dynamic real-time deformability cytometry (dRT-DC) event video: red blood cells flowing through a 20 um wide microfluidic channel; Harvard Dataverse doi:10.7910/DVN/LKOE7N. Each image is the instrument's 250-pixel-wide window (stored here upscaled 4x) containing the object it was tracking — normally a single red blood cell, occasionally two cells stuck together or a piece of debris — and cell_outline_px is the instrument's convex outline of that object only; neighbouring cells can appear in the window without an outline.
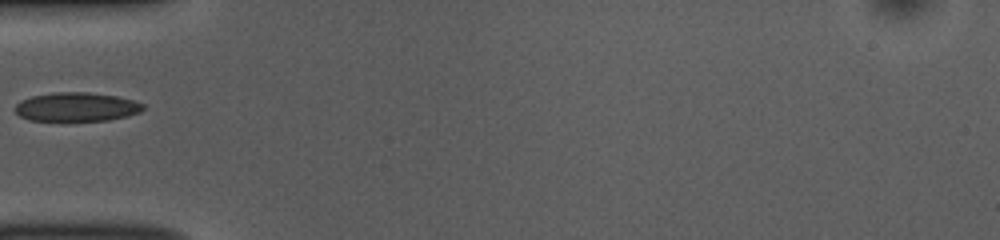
{"species": "common noctule bat (a hibernating species)", "species_latin": "Nyctalus noctula", "temperature_condition": "room temperature", "stored_images_in_passage": 36, "camera_frame_rate_fps": 3000, "um_per_image_px": 0.085, "animal": {"sex": "female", "body_mass_g": 10.0, "forearm_length_mm": 53.1}, "frame": {"image": 1, "passage_image": 1, "time_ms": 0.0, "image_size_px": [1000, 240], "cell_outline_px": [[144, 108], [140, 112], [128, 116], [108, 120], [28, 120], [20, 116], [12, 108], [20, 100], [32, 96], [56, 92], [88, 92], [116, 96], [132, 100], [144, 104]], "centroid_in_image_um": [6.48, 9.08], "position_along_channel_um": 78.5, "area_um2": 21.5}}
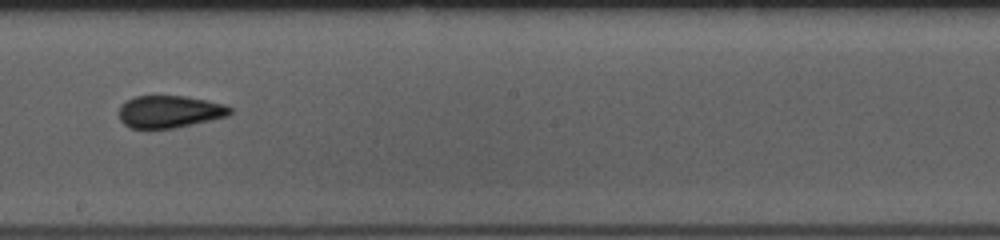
{"frame": {"image": 2, "passage_image": 13, "time_ms": 4.0, "image_size_px": [1000, 240], "cell_outline_px": [[232, 112], [228, 116], [212, 120], [176, 128], [132, 128], [124, 124], [120, 120], [120, 104], [136, 96], [184, 96], [208, 100], [224, 104], [232, 108]], "centroid_in_image_um": [14.45, 9.49], "position_along_channel_um": 233.8, "area_um2": 20.92}}
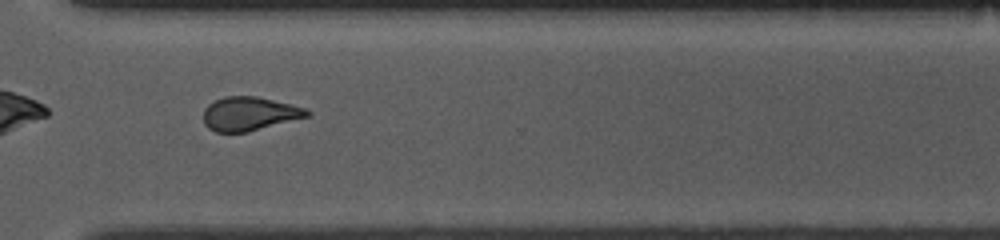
{"frame": {"image": 3, "passage_image": 22, "time_ms": 7.0, "image_size_px": [1000, 240], "cell_outline_px": [[312, 112], [308, 116], [248, 132], [216, 132], [208, 128], [204, 124], [204, 108], [208, 104], [224, 96], [256, 96], [308, 108]], "centroid_in_image_um": [21.2, 9.66], "position_along_channel_um": 349.4, "area_um2": 20.4}}